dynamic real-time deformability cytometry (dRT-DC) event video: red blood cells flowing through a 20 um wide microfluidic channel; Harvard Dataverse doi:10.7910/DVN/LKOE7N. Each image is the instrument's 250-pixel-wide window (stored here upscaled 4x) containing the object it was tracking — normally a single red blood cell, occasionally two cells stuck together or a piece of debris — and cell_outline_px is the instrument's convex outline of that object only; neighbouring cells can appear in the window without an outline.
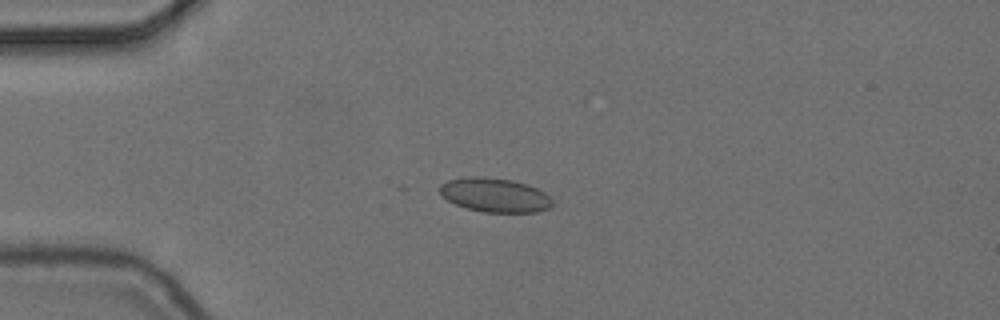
{"species": "common noctule bat (a hibernating species)", "species_latin": "Nyctalus noctula", "temperature_condition": "cold", "stored_images_in_passage": 5, "camera_frame_rate_fps": 3000, "um_per_image_px": 0.085, "animal": {"sex": "female", "body_mass_g": 24.6, "forearm_length_mm": 56.2}, "frame": {"image": 1, "passage_image": 4, "time_ms": 1.0, "image_size_px": [1000, 320], "cell_outline_px": [[552, 204], [548, 208], [536, 212], [484, 212], [468, 208], [456, 204], [440, 196], [440, 184], [448, 180], [472, 176], [480, 176], [512, 180], [536, 188], [544, 192], [552, 200]], "centroid_in_image_um": [42.03, 16.58], "position_along_channel_um": 43.0, "area_um2": 22.14}}